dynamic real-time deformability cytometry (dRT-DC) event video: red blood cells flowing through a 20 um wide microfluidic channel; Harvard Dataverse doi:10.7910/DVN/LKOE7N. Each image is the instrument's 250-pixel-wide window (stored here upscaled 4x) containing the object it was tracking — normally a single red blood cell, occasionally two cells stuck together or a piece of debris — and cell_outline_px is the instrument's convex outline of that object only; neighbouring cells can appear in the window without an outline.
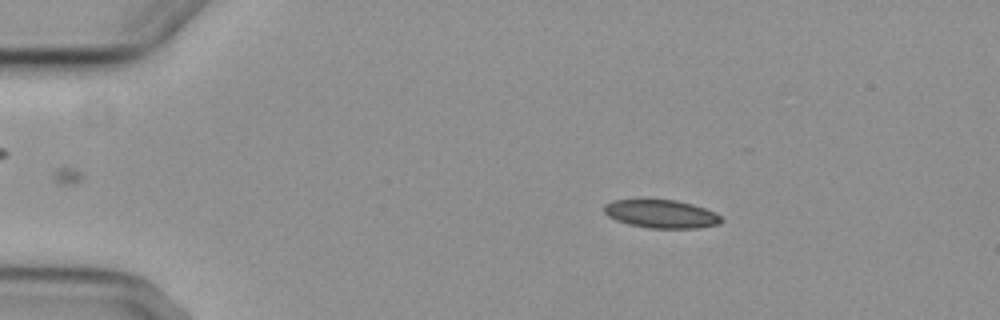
{"species": "common noctule bat (a hibernating species)", "species_latin": "Nyctalus noctula", "temperature_condition": "cold", "stored_images_in_passage": 5, "segment_of_instrument_passage": [1, 2], "camera_frame_rate_fps": 3000, "um_per_image_px": 0.085, "animal": {"sex": "female", "body_mass_g": 29.2, "forearm_length_mm": 56.3}, "frame": {"image": 1, "passage_image": 2, "time_ms": 1.333, "image_size_px": [1000, 320], "cell_outline_px": [[724, 220], [720, 224], [700, 228], [648, 228], [628, 224], [616, 220], [608, 216], [604, 212], [604, 204], [612, 200], [676, 200], [692, 204], [716, 212]], "centroid_in_image_um": [56.23, 18.19], "position_along_channel_um": 28.8, "area_um2": 19.36}}